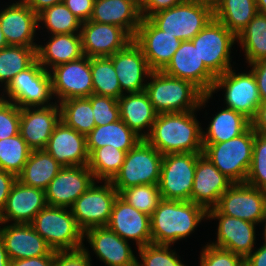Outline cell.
Returning <instances> with one entry per match:
<instances>
[{"label": "cell", "instance_id": "35", "mask_svg": "<svg viewBox=\"0 0 266 266\" xmlns=\"http://www.w3.org/2000/svg\"><path fill=\"white\" fill-rule=\"evenodd\" d=\"M214 18L236 37L258 13L256 0H217Z\"/></svg>", "mask_w": 266, "mask_h": 266}, {"label": "cell", "instance_id": "20", "mask_svg": "<svg viewBox=\"0 0 266 266\" xmlns=\"http://www.w3.org/2000/svg\"><path fill=\"white\" fill-rule=\"evenodd\" d=\"M0 25L8 45L37 47L38 15L22 0L1 8Z\"/></svg>", "mask_w": 266, "mask_h": 266}, {"label": "cell", "instance_id": "57", "mask_svg": "<svg viewBox=\"0 0 266 266\" xmlns=\"http://www.w3.org/2000/svg\"><path fill=\"white\" fill-rule=\"evenodd\" d=\"M28 7H30L37 15L44 9L55 4L63 2V0H22Z\"/></svg>", "mask_w": 266, "mask_h": 266}, {"label": "cell", "instance_id": "11", "mask_svg": "<svg viewBox=\"0 0 266 266\" xmlns=\"http://www.w3.org/2000/svg\"><path fill=\"white\" fill-rule=\"evenodd\" d=\"M203 153H170L163 155L159 190L162 199L191 201L197 159Z\"/></svg>", "mask_w": 266, "mask_h": 266}, {"label": "cell", "instance_id": "18", "mask_svg": "<svg viewBox=\"0 0 266 266\" xmlns=\"http://www.w3.org/2000/svg\"><path fill=\"white\" fill-rule=\"evenodd\" d=\"M80 35L84 56L89 58L110 57L133 41L123 28L91 20L82 22Z\"/></svg>", "mask_w": 266, "mask_h": 266}, {"label": "cell", "instance_id": "22", "mask_svg": "<svg viewBox=\"0 0 266 266\" xmlns=\"http://www.w3.org/2000/svg\"><path fill=\"white\" fill-rule=\"evenodd\" d=\"M162 71L169 76L192 82L204 94H209L216 78L205 67L203 60H200L197 48L191 40L181 42Z\"/></svg>", "mask_w": 266, "mask_h": 266}, {"label": "cell", "instance_id": "5", "mask_svg": "<svg viewBox=\"0 0 266 266\" xmlns=\"http://www.w3.org/2000/svg\"><path fill=\"white\" fill-rule=\"evenodd\" d=\"M30 224L54 251L77 250L84 246V232L70 208L46 206Z\"/></svg>", "mask_w": 266, "mask_h": 266}, {"label": "cell", "instance_id": "32", "mask_svg": "<svg viewBox=\"0 0 266 266\" xmlns=\"http://www.w3.org/2000/svg\"><path fill=\"white\" fill-rule=\"evenodd\" d=\"M141 138L135 134L121 119L107 125L95 126L86 136L89 155L97 148L109 145L126 153Z\"/></svg>", "mask_w": 266, "mask_h": 266}, {"label": "cell", "instance_id": "63", "mask_svg": "<svg viewBox=\"0 0 266 266\" xmlns=\"http://www.w3.org/2000/svg\"><path fill=\"white\" fill-rule=\"evenodd\" d=\"M131 1L135 2L140 7L143 0H131Z\"/></svg>", "mask_w": 266, "mask_h": 266}, {"label": "cell", "instance_id": "25", "mask_svg": "<svg viewBox=\"0 0 266 266\" xmlns=\"http://www.w3.org/2000/svg\"><path fill=\"white\" fill-rule=\"evenodd\" d=\"M83 238L105 266H133L137 263L131 244L107 226L90 228L84 232Z\"/></svg>", "mask_w": 266, "mask_h": 266}, {"label": "cell", "instance_id": "56", "mask_svg": "<svg viewBox=\"0 0 266 266\" xmlns=\"http://www.w3.org/2000/svg\"><path fill=\"white\" fill-rule=\"evenodd\" d=\"M245 266H266V241L245 258Z\"/></svg>", "mask_w": 266, "mask_h": 266}, {"label": "cell", "instance_id": "48", "mask_svg": "<svg viewBox=\"0 0 266 266\" xmlns=\"http://www.w3.org/2000/svg\"><path fill=\"white\" fill-rule=\"evenodd\" d=\"M20 108L0 97V140L19 134Z\"/></svg>", "mask_w": 266, "mask_h": 266}, {"label": "cell", "instance_id": "58", "mask_svg": "<svg viewBox=\"0 0 266 266\" xmlns=\"http://www.w3.org/2000/svg\"><path fill=\"white\" fill-rule=\"evenodd\" d=\"M10 258L8 257L7 251L3 241L0 239V266H10Z\"/></svg>", "mask_w": 266, "mask_h": 266}, {"label": "cell", "instance_id": "41", "mask_svg": "<svg viewBox=\"0 0 266 266\" xmlns=\"http://www.w3.org/2000/svg\"><path fill=\"white\" fill-rule=\"evenodd\" d=\"M40 23L47 29L48 35L80 33L82 22L67 6L61 2L44 9L38 14Z\"/></svg>", "mask_w": 266, "mask_h": 266}, {"label": "cell", "instance_id": "38", "mask_svg": "<svg viewBox=\"0 0 266 266\" xmlns=\"http://www.w3.org/2000/svg\"><path fill=\"white\" fill-rule=\"evenodd\" d=\"M61 121L78 133L87 136L95 127L91 101L88 98L66 99L59 103Z\"/></svg>", "mask_w": 266, "mask_h": 266}, {"label": "cell", "instance_id": "30", "mask_svg": "<svg viewBox=\"0 0 266 266\" xmlns=\"http://www.w3.org/2000/svg\"><path fill=\"white\" fill-rule=\"evenodd\" d=\"M90 20L119 26L134 38L142 16L140 7L131 0H95Z\"/></svg>", "mask_w": 266, "mask_h": 266}, {"label": "cell", "instance_id": "36", "mask_svg": "<svg viewBox=\"0 0 266 266\" xmlns=\"http://www.w3.org/2000/svg\"><path fill=\"white\" fill-rule=\"evenodd\" d=\"M236 38L247 64L266 59V15L258 12Z\"/></svg>", "mask_w": 266, "mask_h": 266}, {"label": "cell", "instance_id": "62", "mask_svg": "<svg viewBox=\"0 0 266 266\" xmlns=\"http://www.w3.org/2000/svg\"><path fill=\"white\" fill-rule=\"evenodd\" d=\"M261 224H263V226H264L263 227L264 228V230H263V235H264L263 239L266 241V210H265L264 217H263V219L261 221Z\"/></svg>", "mask_w": 266, "mask_h": 266}, {"label": "cell", "instance_id": "37", "mask_svg": "<svg viewBox=\"0 0 266 266\" xmlns=\"http://www.w3.org/2000/svg\"><path fill=\"white\" fill-rule=\"evenodd\" d=\"M36 49L37 47L15 45L0 49V86L5 88L13 77L37 60Z\"/></svg>", "mask_w": 266, "mask_h": 266}, {"label": "cell", "instance_id": "47", "mask_svg": "<svg viewBox=\"0 0 266 266\" xmlns=\"http://www.w3.org/2000/svg\"><path fill=\"white\" fill-rule=\"evenodd\" d=\"M200 253V266H245L242 256L210 243L206 244Z\"/></svg>", "mask_w": 266, "mask_h": 266}, {"label": "cell", "instance_id": "45", "mask_svg": "<svg viewBox=\"0 0 266 266\" xmlns=\"http://www.w3.org/2000/svg\"><path fill=\"white\" fill-rule=\"evenodd\" d=\"M246 184L266 191V135L255 132L251 166Z\"/></svg>", "mask_w": 266, "mask_h": 266}, {"label": "cell", "instance_id": "9", "mask_svg": "<svg viewBox=\"0 0 266 266\" xmlns=\"http://www.w3.org/2000/svg\"><path fill=\"white\" fill-rule=\"evenodd\" d=\"M191 41L200 60L215 77L233 68L230 54L237 38L214 17Z\"/></svg>", "mask_w": 266, "mask_h": 266}, {"label": "cell", "instance_id": "10", "mask_svg": "<svg viewBox=\"0 0 266 266\" xmlns=\"http://www.w3.org/2000/svg\"><path fill=\"white\" fill-rule=\"evenodd\" d=\"M223 89L224 103L226 108L233 109L241 113L250 121L254 118L258 106L261 104L257 81L251 70L248 72H238L230 68L222 75L215 78L209 94Z\"/></svg>", "mask_w": 266, "mask_h": 266}, {"label": "cell", "instance_id": "46", "mask_svg": "<svg viewBox=\"0 0 266 266\" xmlns=\"http://www.w3.org/2000/svg\"><path fill=\"white\" fill-rule=\"evenodd\" d=\"M94 115L95 126L107 125L120 119L118 100L92 94L88 97Z\"/></svg>", "mask_w": 266, "mask_h": 266}, {"label": "cell", "instance_id": "51", "mask_svg": "<svg viewBox=\"0 0 266 266\" xmlns=\"http://www.w3.org/2000/svg\"><path fill=\"white\" fill-rule=\"evenodd\" d=\"M184 0H143L140 6L142 18H149L151 15L165 9L179 5Z\"/></svg>", "mask_w": 266, "mask_h": 266}, {"label": "cell", "instance_id": "6", "mask_svg": "<svg viewBox=\"0 0 266 266\" xmlns=\"http://www.w3.org/2000/svg\"><path fill=\"white\" fill-rule=\"evenodd\" d=\"M163 155L145 139H141L126 155L124 162L110 181L120 193L137 185L158 184Z\"/></svg>", "mask_w": 266, "mask_h": 266}, {"label": "cell", "instance_id": "12", "mask_svg": "<svg viewBox=\"0 0 266 266\" xmlns=\"http://www.w3.org/2000/svg\"><path fill=\"white\" fill-rule=\"evenodd\" d=\"M94 182L70 208L79 228L85 232L94 227L106 226L115 200L119 196L110 181Z\"/></svg>", "mask_w": 266, "mask_h": 266}, {"label": "cell", "instance_id": "53", "mask_svg": "<svg viewBox=\"0 0 266 266\" xmlns=\"http://www.w3.org/2000/svg\"><path fill=\"white\" fill-rule=\"evenodd\" d=\"M16 180L15 175L0 169V213L5 208L7 198Z\"/></svg>", "mask_w": 266, "mask_h": 266}, {"label": "cell", "instance_id": "61", "mask_svg": "<svg viewBox=\"0 0 266 266\" xmlns=\"http://www.w3.org/2000/svg\"><path fill=\"white\" fill-rule=\"evenodd\" d=\"M7 46H9V45L7 44V41L4 37V34L1 30V25H0V49L5 48Z\"/></svg>", "mask_w": 266, "mask_h": 266}, {"label": "cell", "instance_id": "34", "mask_svg": "<svg viewBox=\"0 0 266 266\" xmlns=\"http://www.w3.org/2000/svg\"><path fill=\"white\" fill-rule=\"evenodd\" d=\"M251 126V121L241 113L229 108H222L213 115L206 132L203 130V143H222L244 133Z\"/></svg>", "mask_w": 266, "mask_h": 266}, {"label": "cell", "instance_id": "7", "mask_svg": "<svg viewBox=\"0 0 266 266\" xmlns=\"http://www.w3.org/2000/svg\"><path fill=\"white\" fill-rule=\"evenodd\" d=\"M214 17L213 7L183 1L172 8L161 10L148 19L161 31L174 35L181 41L192 40Z\"/></svg>", "mask_w": 266, "mask_h": 266}, {"label": "cell", "instance_id": "16", "mask_svg": "<svg viewBox=\"0 0 266 266\" xmlns=\"http://www.w3.org/2000/svg\"><path fill=\"white\" fill-rule=\"evenodd\" d=\"M133 41L141 48L152 71H162L179 48L181 40L142 18Z\"/></svg>", "mask_w": 266, "mask_h": 266}, {"label": "cell", "instance_id": "52", "mask_svg": "<svg viewBox=\"0 0 266 266\" xmlns=\"http://www.w3.org/2000/svg\"><path fill=\"white\" fill-rule=\"evenodd\" d=\"M257 81L259 95L262 102L266 101V59L248 65Z\"/></svg>", "mask_w": 266, "mask_h": 266}, {"label": "cell", "instance_id": "28", "mask_svg": "<svg viewBox=\"0 0 266 266\" xmlns=\"http://www.w3.org/2000/svg\"><path fill=\"white\" fill-rule=\"evenodd\" d=\"M46 206L45 190L24 185L16 180L5 208L0 213V220L5 223L30 224Z\"/></svg>", "mask_w": 266, "mask_h": 266}, {"label": "cell", "instance_id": "33", "mask_svg": "<svg viewBox=\"0 0 266 266\" xmlns=\"http://www.w3.org/2000/svg\"><path fill=\"white\" fill-rule=\"evenodd\" d=\"M62 167L45 150H33L17 180L24 185L45 190Z\"/></svg>", "mask_w": 266, "mask_h": 266}, {"label": "cell", "instance_id": "44", "mask_svg": "<svg viewBox=\"0 0 266 266\" xmlns=\"http://www.w3.org/2000/svg\"><path fill=\"white\" fill-rule=\"evenodd\" d=\"M170 248L171 245L157 244L136 247L139 259H141H137V264L139 266H187L181 261L176 251Z\"/></svg>", "mask_w": 266, "mask_h": 266}, {"label": "cell", "instance_id": "15", "mask_svg": "<svg viewBox=\"0 0 266 266\" xmlns=\"http://www.w3.org/2000/svg\"><path fill=\"white\" fill-rule=\"evenodd\" d=\"M95 181L87 165L62 167L45 189L47 206L71 208Z\"/></svg>", "mask_w": 266, "mask_h": 266}, {"label": "cell", "instance_id": "40", "mask_svg": "<svg viewBox=\"0 0 266 266\" xmlns=\"http://www.w3.org/2000/svg\"><path fill=\"white\" fill-rule=\"evenodd\" d=\"M126 152L114 146H103L95 149L89 155L88 168L92 171L96 181H111L119 172Z\"/></svg>", "mask_w": 266, "mask_h": 266}, {"label": "cell", "instance_id": "27", "mask_svg": "<svg viewBox=\"0 0 266 266\" xmlns=\"http://www.w3.org/2000/svg\"><path fill=\"white\" fill-rule=\"evenodd\" d=\"M233 184L203 154L197 159L191 201L207 211L214 208L221 195Z\"/></svg>", "mask_w": 266, "mask_h": 266}, {"label": "cell", "instance_id": "21", "mask_svg": "<svg viewBox=\"0 0 266 266\" xmlns=\"http://www.w3.org/2000/svg\"><path fill=\"white\" fill-rule=\"evenodd\" d=\"M106 226L122 239L134 241L138 248L152 244L150 216L135 209L120 196L115 200Z\"/></svg>", "mask_w": 266, "mask_h": 266}, {"label": "cell", "instance_id": "19", "mask_svg": "<svg viewBox=\"0 0 266 266\" xmlns=\"http://www.w3.org/2000/svg\"><path fill=\"white\" fill-rule=\"evenodd\" d=\"M60 120L61 109L57 102L49 106L21 108L19 133L32 151L44 150Z\"/></svg>", "mask_w": 266, "mask_h": 266}, {"label": "cell", "instance_id": "24", "mask_svg": "<svg viewBox=\"0 0 266 266\" xmlns=\"http://www.w3.org/2000/svg\"><path fill=\"white\" fill-rule=\"evenodd\" d=\"M109 58L112 60L123 93L145 90L147 79L152 70L141 48L134 41Z\"/></svg>", "mask_w": 266, "mask_h": 266}, {"label": "cell", "instance_id": "17", "mask_svg": "<svg viewBox=\"0 0 266 266\" xmlns=\"http://www.w3.org/2000/svg\"><path fill=\"white\" fill-rule=\"evenodd\" d=\"M210 219L219 221L217 240L210 242L211 245L229 250L244 259L254 250L257 224L220 214L215 208L208 210L207 220Z\"/></svg>", "mask_w": 266, "mask_h": 266}, {"label": "cell", "instance_id": "49", "mask_svg": "<svg viewBox=\"0 0 266 266\" xmlns=\"http://www.w3.org/2000/svg\"><path fill=\"white\" fill-rule=\"evenodd\" d=\"M90 251L85 244L77 250L55 251L53 266H92Z\"/></svg>", "mask_w": 266, "mask_h": 266}, {"label": "cell", "instance_id": "4", "mask_svg": "<svg viewBox=\"0 0 266 266\" xmlns=\"http://www.w3.org/2000/svg\"><path fill=\"white\" fill-rule=\"evenodd\" d=\"M255 131L244 133L222 143H203V155L233 183H245L253 154Z\"/></svg>", "mask_w": 266, "mask_h": 266}, {"label": "cell", "instance_id": "3", "mask_svg": "<svg viewBox=\"0 0 266 266\" xmlns=\"http://www.w3.org/2000/svg\"><path fill=\"white\" fill-rule=\"evenodd\" d=\"M145 91L158 114L200 110L212 98L192 82L169 76L163 71L150 73Z\"/></svg>", "mask_w": 266, "mask_h": 266}, {"label": "cell", "instance_id": "43", "mask_svg": "<svg viewBox=\"0 0 266 266\" xmlns=\"http://www.w3.org/2000/svg\"><path fill=\"white\" fill-rule=\"evenodd\" d=\"M119 196L129 205L148 216L153 214L162 199L158 184L130 187L122 190Z\"/></svg>", "mask_w": 266, "mask_h": 266}, {"label": "cell", "instance_id": "54", "mask_svg": "<svg viewBox=\"0 0 266 266\" xmlns=\"http://www.w3.org/2000/svg\"><path fill=\"white\" fill-rule=\"evenodd\" d=\"M54 255H45L10 261V266H53Z\"/></svg>", "mask_w": 266, "mask_h": 266}, {"label": "cell", "instance_id": "59", "mask_svg": "<svg viewBox=\"0 0 266 266\" xmlns=\"http://www.w3.org/2000/svg\"><path fill=\"white\" fill-rule=\"evenodd\" d=\"M257 10L266 15V0H256Z\"/></svg>", "mask_w": 266, "mask_h": 266}, {"label": "cell", "instance_id": "39", "mask_svg": "<svg viewBox=\"0 0 266 266\" xmlns=\"http://www.w3.org/2000/svg\"><path fill=\"white\" fill-rule=\"evenodd\" d=\"M93 94L119 99L124 93L112 60L109 57L90 58Z\"/></svg>", "mask_w": 266, "mask_h": 266}, {"label": "cell", "instance_id": "23", "mask_svg": "<svg viewBox=\"0 0 266 266\" xmlns=\"http://www.w3.org/2000/svg\"><path fill=\"white\" fill-rule=\"evenodd\" d=\"M0 239L10 260L55 255V251L31 224L1 222Z\"/></svg>", "mask_w": 266, "mask_h": 266}, {"label": "cell", "instance_id": "2", "mask_svg": "<svg viewBox=\"0 0 266 266\" xmlns=\"http://www.w3.org/2000/svg\"><path fill=\"white\" fill-rule=\"evenodd\" d=\"M208 211L192 201L161 199L150 216L152 244L171 245L195 232Z\"/></svg>", "mask_w": 266, "mask_h": 266}, {"label": "cell", "instance_id": "13", "mask_svg": "<svg viewBox=\"0 0 266 266\" xmlns=\"http://www.w3.org/2000/svg\"><path fill=\"white\" fill-rule=\"evenodd\" d=\"M214 208L220 214L258 225L266 210V191L246 183H233Z\"/></svg>", "mask_w": 266, "mask_h": 266}, {"label": "cell", "instance_id": "26", "mask_svg": "<svg viewBox=\"0 0 266 266\" xmlns=\"http://www.w3.org/2000/svg\"><path fill=\"white\" fill-rule=\"evenodd\" d=\"M44 150L63 167L85 166L89 162L86 136L61 120L55 126Z\"/></svg>", "mask_w": 266, "mask_h": 266}, {"label": "cell", "instance_id": "8", "mask_svg": "<svg viewBox=\"0 0 266 266\" xmlns=\"http://www.w3.org/2000/svg\"><path fill=\"white\" fill-rule=\"evenodd\" d=\"M2 89L0 97L11 101L20 109L56 103V100L50 102L54 97L49 71L44 69L37 60L29 68L13 77Z\"/></svg>", "mask_w": 266, "mask_h": 266}, {"label": "cell", "instance_id": "29", "mask_svg": "<svg viewBox=\"0 0 266 266\" xmlns=\"http://www.w3.org/2000/svg\"><path fill=\"white\" fill-rule=\"evenodd\" d=\"M118 105L120 119L141 139H145L158 115L146 91L124 93L118 99Z\"/></svg>", "mask_w": 266, "mask_h": 266}, {"label": "cell", "instance_id": "14", "mask_svg": "<svg viewBox=\"0 0 266 266\" xmlns=\"http://www.w3.org/2000/svg\"><path fill=\"white\" fill-rule=\"evenodd\" d=\"M53 97L57 103L72 98H88L93 94L90 58L58 65L49 70Z\"/></svg>", "mask_w": 266, "mask_h": 266}, {"label": "cell", "instance_id": "55", "mask_svg": "<svg viewBox=\"0 0 266 266\" xmlns=\"http://www.w3.org/2000/svg\"><path fill=\"white\" fill-rule=\"evenodd\" d=\"M252 129L259 134L266 135V101L261 102L254 118L251 120Z\"/></svg>", "mask_w": 266, "mask_h": 266}, {"label": "cell", "instance_id": "1", "mask_svg": "<svg viewBox=\"0 0 266 266\" xmlns=\"http://www.w3.org/2000/svg\"><path fill=\"white\" fill-rule=\"evenodd\" d=\"M196 111L158 114L145 140L162 155L203 153V129Z\"/></svg>", "mask_w": 266, "mask_h": 266}, {"label": "cell", "instance_id": "60", "mask_svg": "<svg viewBox=\"0 0 266 266\" xmlns=\"http://www.w3.org/2000/svg\"><path fill=\"white\" fill-rule=\"evenodd\" d=\"M184 1L201 2V3L208 4L212 7H214L217 3V0H184Z\"/></svg>", "mask_w": 266, "mask_h": 266}, {"label": "cell", "instance_id": "31", "mask_svg": "<svg viewBox=\"0 0 266 266\" xmlns=\"http://www.w3.org/2000/svg\"><path fill=\"white\" fill-rule=\"evenodd\" d=\"M49 38L46 45H37L36 49L37 61L47 71L84 56L80 33L55 34Z\"/></svg>", "mask_w": 266, "mask_h": 266}, {"label": "cell", "instance_id": "42", "mask_svg": "<svg viewBox=\"0 0 266 266\" xmlns=\"http://www.w3.org/2000/svg\"><path fill=\"white\" fill-rule=\"evenodd\" d=\"M31 149L20 133L0 140V169L12 173L16 177L24 168Z\"/></svg>", "mask_w": 266, "mask_h": 266}, {"label": "cell", "instance_id": "50", "mask_svg": "<svg viewBox=\"0 0 266 266\" xmlns=\"http://www.w3.org/2000/svg\"><path fill=\"white\" fill-rule=\"evenodd\" d=\"M94 2L95 0H63L67 8L79 18L81 22L90 20Z\"/></svg>", "mask_w": 266, "mask_h": 266}]
</instances>
